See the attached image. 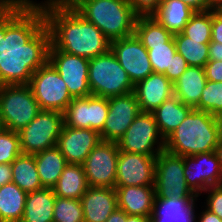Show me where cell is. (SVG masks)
Returning a JSON list of instances; mask_svg holds the SVG:
<instances>
[{"mask_svg":"<svg viewBox=\"0 0 222 222\" xmlns=\"http://www.w3.org/2000/svg\"><path fill=\"white\" fill-rule=\"evenodd\" d=\"M51 35L40 4L30 0L5 10L1 36L0 86L29 84L32 75L48 62Z\"/></svg>","mask_w":222,"mask_h":222,"instance_id":"obj_1","label":"cell"},{"mask_svg":"<svg viewBox=\"0 0 222 222\" xmlns=\"http://www.w3.org/2000/svg\"><path fill=\"white\" fill-rule=\"evenodd\" d=\"M40 6L56 49L89 60L110 50L111 41L66 0H49Z\"/></svg>","mask_w":222,"mask_h":222,"instance_id":"obj_2","label":"cell"},{"mask_svg":"<svg viewBox=\"0 0 222 222\" xmlns=\"http://www.w3.org/2000/svg\"><path fill=\"white\" fill-rule=\"evenodd\" d=\"M219 144L217 117L192 109L164 140V150L180 156L215 151Z\"/></svg>","mask_w":222,"mask_h":222,"instance_id":"obj_3","label":"cell"},{"mask_svg":"<svg viewBox=\"0 0 222 222\" xmlns=\"http://www.w3.org/2000/svg\"><path fill=\"white\" fill-rule=\"evenodd\" d=\"M110 40L134 35L137 16L129 0H66Z\"/></svg>","mask_w":222,"mask_h":222,"instance_id":"obj_4","label":"cell"},{"mask_svg":"<svg viewBox=\"0 0 222 222\" xmlns=\"http://www.w3.org/2000/svg\"><path fill=\"white\" fill-rule=\"evenodd\" d=\"M91 95L110 98L134 91V84L111 50L89 60Z\"/></svg>","mask_w":222,"mask_h":222,"instance_id":"obj_5","label":"cell"},{"mask_svg":"<svg viewBox=\"0 0 222 222\" xmlns=\"http://www.w3.org/2000/svg\"><path fill=\"white\" fill-rule=\"evenodd\" d=\"M40 111L29 84L0 86V121L3 129L19 132Z\"/></svg>","mask_w":222,"mask_h":222,"instance_id":"obj_6","label":"cell"},{"mask_svg":"<svg viewBox=\"0 0 222 222\" xmlns=\"http://www.w3.org/2000/svg\"><path fill=\"white\" fill-rule=\"evenodd\" d=\"M63 124L62 112L41 110L18 132L22 154L34 155L56 146Z\"/></svg>","mask_w":222,"mask_h":222,"instance_id":"obj_7","label":"cell"},{"mask_svg":"<svg viewBox=\"0 0 222 222\" xmlns=\"http://www.w3.org/2000/svg\"><path fill=\"white\" fill-rule=\"evenodd\" d=\"M155 196L198 197L188 187L184 175V156L162 150L155 161L154 174Z\"/></svg>","mask_w":222,"mask_h":222,"instance_id":"obj_8","label":"cell"},{"mask_svg":"<svg viewBox=\"0 0 222 222\" xmlns=\"http://www.w3.org/2000/svg\"><path fill=\"white\" fill-rule=\"evenodd\" d=\"M29 86L41 110L63 113L73 100L64 80L49 62L32 75Z\"/></svg>","mask_w":222,"mask_h":222,"instance_id":"obj_9","label":"cell"},{"mask_svg":"<svg viewBox=\"0 0 222 222\" xmlns=\"http://www.w3.org/2000/svg\"><path fill=\"white\" fill-rule=\"evenodd\" d=\"M159 146L155 148L158 138ZM120 151L157 156L164 150V140L159 133L153 113L140 112L124 135L117 141Z\"/></svg>","mask_w":222,"mask_h":222,"instance_id":"obj_10","label":"cell"},{"mask_svg":"<svg viewBox=\"0 0 222 222\" xmlns=\"http://www.w3.org/2000/svg\"><path fill=\"white\" fill-rule=\"evenodd\" d=\"M48 62L60 74L72 98L91 95L88 83L89 59L65 53L50 44Z\"/></svg>","mask_w":222,"mask_h":222,"instance_id":"obj_11","label":"cell"},{"mask_svg":"<svg viewBox=\"0 0 222 222\" xmlns=\"http://www.w3.org/2000/svg\"><path fill=\"white\" fill-rule=\"evenodd\" d=\"M118 153L113 141L102 140L93 148L82 164L89 186L115 188Z\"/></svg>","mask_w":222,"mask_h":222,"instance_id":"obj_12","label":"cell"},{"mask_svg":"<svg viewBox=\"0 0 222 222\" xmlns=\"http://www.w3.org/2000/svg\"><path fill=\"white\" fill-rule=\"evenodd\" d=\"M108 115V98L90 95L73 98L63 112L64 125L101 132Z\"/></svg>","mask_w":222,"mask_h":222,"instance_id":"obj_13","label":"cell"},{"mask_svg":"<svg viewBox=\"0 0 222 222\" xmlns=\"http://www.w3.org/2000/svg\"><path fill=\"white\" fill-rule=\"evenodd\" d=\"M110 50L134 85L153 73L148 51L135 34L111 41Z\"/></svg>","mask_w":222,"mask_h":222,"instance_id":"obj_14","label":"cell"},{"mask_svg":"<svg viewBox=\"0 0 222 222\" xmlns=\"http://www.w3.org/2000/svg\"><path fill=\"white\" fill-rule=\"evenodd\" d=\"M184 175L188 187L197 196L198 191L222 185V170L215 151L184 156Z\"/></svg>","mask_w":222,"mask_h":222,"instance_id":"obj_15","label":"cell"},{"mask_svg":"<svg viewBox=\"0 0 222 222\" xmlns=\"http://www.w3.org/2000/svg\"><path fill=\"white\" fill-rule=\"evenodd\" d=\"M140 112L134 92L108 98V115L100 132L101 139L117 142Z\"/></svg>","mask_w":222,"mask_h":222,"instance_id":"obj_16","label":"cell"},{"mask_svg":"<svg viewBox=\"0 0 222 222\" xmlns=\"http://www.w3.org/2000/svg\"><path fill=\"white\" fill-rule=\"evenodd\" d=\"M156 156L120 151L115 186L154 185Z\"/></svg>","mask_w":222,"mask_h":222,"instance_id":"obj_17","label":"cell"},{"mask_svg":"<svg viewBox=\"0 0 222 222\" xmlns=\"http://www.w3.org/2000/svg\"><path fill=\"white\" fill-rule=\"evenodd\" d=\"M101 141L100 133L96 130L74 128L63 124L56 146L68 164H83L93 148Z\"/></svg>","mask_w":222,"mask_h":222,"instance_id":"obj_18","label":"cell"},{"mask_svg":"<svg viewBox=\"0 0 222 222\" xmlns=\"http://www.w3.org/2000/svg\"><path fill=\"white\" fill-rule=\"evenodd\" d=\"M136 99L141 112L152 113L174 94L173 83L160 73H151L134 85Z\"/></svg>","mask_w":222,"mask_h":222,"instance_id":"obj_19","label":"cell"},{"mask_svg":"<svg viewBox=\"0 0 222 222\" xmlns=\"http://www.w3.org/2000/svg\"><path fill=\"white\" fill-rule=\"evenodd\" d=\"M80 200L84 222H106L118 208L115 188L89 186Z\"/></svg>","mask_w":222,"mask_h":222,"instance_id":"obj_20","label":"cell"},{"mask_svg":"<svg viewBox=\"0 0 222 222\" xmlns=\"http://www.w3.org/2000/svg\"><path fill=\"white\" fill-rule=\"evenodd\" d=\"M118 208L128 215L150 217L155 198L154 185L115 186Z\"/></svg>","mask_w":222,"mask_h":222,"instance_id":"obj_21","label":"cell"},{"mask_svg":"<svg viewBox=\"0 0 222 222\" xmlns=\"http://www.w3.org/2000/svg\"><path fill=\"white\" fill-rule=\"evenodd\" d=\"M194 197L155 196L150 222H194Z\"/></svg>","mask_w":222,"mask_h":222,"instance_id":"obj_22","label":"cell"},{"mask_svg":"<svg viewBox=\"0 0 222 222\" xmlns=\"http://www.w3.org/2000/svg\"><path fill=\"white\" fill-rule=\"evenodd\" d=\"M206 81L204 68L189 66L173 83L174 95L184 104L195 108L199 104Z\"/></svg>","mask_w":222,"mask_h":222,"instance_id":"obj_23","label":"cell"},{"mask_svg":"<svg viewBox=\"0 0 222 222\" xmlns=\"http://www.w3.org/2000/svg\"><path fill=\"white\" fill-rule=\"evenodd\" d=\"M192 109L173 94L152 112L163 140L180 125Z\"/></svg>","mask_w":222,"mask_h":222,"instance_id":"obj_24","label":"cell"},{"mask_svg":"<svg viewBox=\"0 0 222 222\" xmlns=\"http://www.w3.org/2000/svg\"><path fill=\"white\" fill-rule=\"evenodd\" d=\"M56 195L51 188L27 193L20 222H53Z\"/></svg>","mask_w":222,"mask_h":222,"instance_id":"obj_25","label":"cell"},{"mask_svg":"<svg viewBox=\"0 0 222 222\" xmlns=\"http://www.w3.org/2000/svg\"><path fill=\"white\" fill-rule=\"evenodd\" d=\"M36 168L43 188H53L68 165L57 146L34 154Z\"/></svg>","mask_w":222,"mask_h":222,"instance_id":"obj_26","label":"cell"},{"mask_svg":"<svg viewBox=\"0 0 222 222\" xmlns=\"http://www.w3.org/2000/svg\"><path fill=\"white\" fill-rule=\"evenodd\" d=\"M89 187L82 164H68L52 188L62 198L80 200Z\"/></svg>","mask_w":222,"mask_h":222,"instance_id":"obj_27","label":"cell"},{"mask_svg":"<svg viewBox=\"0 0 222 222\" xmlns=\"http://www.w3.org/2000/svg\"><path fill=\"white\" fill-rule=\"evenodd\" d=\"M195 13L183 0H168L154 17L172 34L180 33Z\"/></svg>","mask_w":222,"mask_h":222,"instance_id":"obj_28","label":"cell"},{"mask_svg":"<svg viewBox=\"0 0 222 222\" xmlns=\"http://www.w3.org/2000/svg\"><path fill=\"white\" fill-rule=\"evenodd\" d=\"M27 193L14 182L0 187V222H20Z\"/></svg>","mask_w":222,"mask_h":222,"instance_id":"obj_29","label":"cell"},{"mask_svg":"<svg viewBox=\"0 0 222 222\" xmlns=\"http://www.w3.org/2000/svg\"><path fill=\"white\" fill-rule=\"evenodd\" d=\"M12 182L26 193L43 189L34 155L21 154L12 163Z\"/></svg>","mask_w":222,"mask_h":222,"instance_id":"obj_30","label":"cell"},{"mask_svg":"<svg viewBox=\"0 0 222 222\" xmlns=\"http://www.w3.org/2000/svg\"><path fill=\"white\" fill-rule=\"evenodd\" d=\"M134 34L147 50L163 45L173 36L154 16L137 17Z\"/></svg>","mask_w":222,"mask_h":222,"instance_id":"obj_31","label":"cell"},{"mask_svg":"<svg viewBox=\"0 0 222 222\" xmlns=\"http://www.w3.org/2000/svg\"><path fill=\"white\" fill-rule=\"evenodd\" d=\"M176 51L185 58L189 66L204 68L209 61V43L196 41L184 36L181 32L173 34Z\"/></svg>","mask_w":222,"mask_h":222,"instance_id":"obj_32","label":"cell"},{"mask_svg":"<svg viewBox=\"0 0 222 222\" xmlns=\"http://www.w3.org/2000/svg\"><path fill=\"white\" fill-rule=\"evenodd\" d=\"M212 10L195 12L181 33L196 41H211Z\"/></svg>","mask_w":222,"mask_h":222,"instance_id":"obj_33","label":"cell"},{"mask_svg":"<svg viewBox=\"0 0 222 222\" xmlns=\"http://www.w3.org/2000/svg\"><path fill=\"white\" fill-rule=\"evenodd\" d=\"M147 51L154 73L171 72L172 58L176 52L173 36L163 45L151 46Z\"/></svg>","mask_w":222,"mask_h":222,"instance_id":"obj_34","label":"cell"},{"mask_svg":"<svg viewBox=\"0 0 222 222\" xmlns=\"http://www.w3.org/2000/svg\"><path fill=\"white\" fill-rule=\"evenodd\" d=\"M209 112L213 116L222 115V81H206L199 104L194 108Z\"/></svg>","mask_w":222,"mask_h":222,"instance_id":"obj_35","label":"cell"},{"mask_svg":"<svg viewBox=\"0 0 222 222\" xmlns=\"http://www.w3.org/2000/svg\"><path fill=\"white\" fill-rule=\"evenodd\" d=\"M53 222H84L81 200L56 196Z\"/></svg>","mask_w":222,"mask_h":222,"instance_id":"obj_36","label":"cell"},{"mask_svg":"<svg viewBox=\"0 0 222 222\" xmlns=\"http://www.w3.org/2000/svg\"><path fill=\"white\" fill-rule=\"evenodd\" d=\"M22 154L18 132L0 130V164L12 163Z\"/></svg>","mask_w":222,"mask_h":222,"instance_id":"obj_37","label":"cell"},{"mask_svg":"<svg viewBox=\"0 0 222 222\" xmlns=\"http://www.w3.org/2000/svg\"><path fill=\"white\" fill-rule=\"evenodd\" d=\"M133 12L137 17L154 16L160 5L158 0H129Z\"/></svg>","mask_w":222,"mask_h":222,"instance_id":"obj_38","label":"cell"},{"mask_svg":"<svg viewBox=\"0 0 222 222\" xmlns=\"http://www.w3.org/2000/svg\"><path fill=\"white\" fill-rule=\"evenodd\" d=\"M207 190L211 192L207 200V209L222 220V185L213 186Z\"/></svg>","mask_w":222,"mask_h":222,"instance_id":"obj_39","label":"cell"},{"mask_svg":"<svg viewBox=\"0 0 222 222\" xmlns=\"http://www.w3.org/2000/svg\"><path fill=\"white\" fill-rule=\"evenodd\" d=\"M188 67L185 58L176 51L172 58L171 72H165L164 75L174 83Z\"/></svg>","mask_w":222,"mask_h":222,"instance_id":"obj_40","label":"cell"},{"mask_svg":"<svg viewBox=\"0 0 222 222\" xmlns=\"http://www.w3.org/2000/svg\"><path fill=\"white\" fill-rule=\"evenodd\" d=\"M204 71L208 81H222V61L209 60L204 67Z\"/></svg>","mask_w":222,"mask_h":222,"instance_id":"obj_41","label":"cell"},{"mask_svg":"<svg viewBox=\"0 0 222 222\" xmlns=\"http://www.w3.org/2000/svg\"><path fill=\"white\" fill-rule=\"evenodd\" d=\"M211 42L222 44V13L218 9L212 10Z\"/></svg>","mask_w":222,"mask_h":222,"instance_id":"obj_42","label":"cell"},{"mask_svg":"<svg viewBox=\"0 0 222 222\" xmlns=\"http://www.w3.org/2000/svg\"><path fill=\"white\" fill-rule=\"evenodd\" d=\"M193 11L202 12L214 10L211 0H183Z\"/></svg>","mask_w":222,"mask_h":222,"instance_id":"obj_43","label":"cell"},{"mask_svg":"<svg viewBox=\"0 0 222 222\" xmlns=\"http://www.w3.org/2000/svg\"><path fill=\"white\" fill-rule=\"evenodd\" d=\"M12 182L11 163L0 164V187Z\"/></svg>","mask_w":222,"mask_h":222,"instance_id":"obj_44","label":"cell"},{"mask_svg":"<svg viewBox=\"0 0 222 222\" xmlns=\"http://www.w3.org/2000/svg\"><path fill=\"white\" fill-rule=\"evenodd\" d=\"M209 60L222 61V44L218 42L209 43Z\"/></svg>","mask_w":222,"mask_h":222,"instance_id":"obj_45","label":"cell"},{"mask_svg":"<svg viewBox=\"0 0 222 222\" xmlns=\"http://www.w3.org/2000/svg\"><path fill=\"white\" fill-rule=\"evenodd\" d=\"M126 220L127 213L117 208L114 212H112L106 222H126Z\"/></svg>","mask_w":222,"mask_h":222,"instance_id":"obj_46","label":"cell"},{"mask_svg":"<svg viewBox=\"0 0 222 222\" xmlns=\"http://www.w3.org/2000/svg\"><path fill=\"white\" fill-rule=\"evenodd\" d=\"M199 222H222V220L208 209L202 212Z\"/></svg>","mask_w":222,"mask_h":222,"instance_id":"obj_47","label":"cell"},{"mask_svg":"<svg viewBox=\"0 0 222 222\" xmlns=\"http://www.w3.org/2000/svg\"><path fill=\"white\" fill-rule=\"evenodd\" d=\"M126 222H150V217H145L141 215H128Z\"/></svg>","mask_w":222,"mask_h":222,"instance_id":"obj_48","label":"cell"},{"mask_svg":"<svg viewBox=\"0 0 222 222\" xmlns=\"http://www.w3.org/2000/svg\"><path fill=\"white\" fill-rule=\"evenodd\" d=\"M24 0H0V15L12 4L22 2Z\"/></svg>","mask_w":222,"mask_h":222,"instance_id":"obj_49","label":"cell"},{"mask_svg":"<svg viewBox=\"0 0 222 222\" xmlns=\"http://www.w3.org/2000/svg\"><path fill=\"white\" fill-rule=\"evenodd\" d=\"M1 36H5V11L0 15V49H1Z\"/></svg>","mask_w":222,"mask_h":222,"instance_id":"obj_50","label":"cell"},{"mask_svg":"<svg viewBox=\"0 0 222 222\" xmlns=\"http://www.w3.org/2000/svg\"><path fill=\"white\" fill-rule=\"evenodd\" d=\"M215 153L218 156L219 162H220V168L222 170V142H219L218 146L215 149Z\"/></svg>","mask_w":222,"mask_h":222,"instance_id":"obj_51","label":"cell"},{"mask_svg":"<svg viewBox=\"0 0 222 222\" xmlns=\"http://www.w3.org/2000/svg\"><path fill=\"white\" fill-rule=\"evenodd\" d=\"M219 142H222V115L217 116Z\"/></svg>","mask_w":222,"mask_h":222,"instance_id":"obj_52","label":"cell"},{"mask_svg":"<svg viewBox=\"0 0 222 222\" xmlns=\"http://www.w3.org/2000/svg\"><path fill=\"white\" fill-rule=\"evenodd\" d=\"M211 3L214 9H219L222 7V0H211Z\"/></svg>","mask_w":222,"mask_h":222,"instance_id":"obj_53","label":"cell"},{"mask_svg":"<svg viewBox=\"0 0 222 222\" xmlns=\"http://www.w3.org/2000/svg\"><path fill=\"white\" fill-rule=\"evenodd\" d=\"M166 1H168V0H158L159 5L163 4V3L166 2Z\"/></svg>","mask_w":222,"mask_h":222,"instance_id":"obj_54","label":"cell"}]
</instances>
